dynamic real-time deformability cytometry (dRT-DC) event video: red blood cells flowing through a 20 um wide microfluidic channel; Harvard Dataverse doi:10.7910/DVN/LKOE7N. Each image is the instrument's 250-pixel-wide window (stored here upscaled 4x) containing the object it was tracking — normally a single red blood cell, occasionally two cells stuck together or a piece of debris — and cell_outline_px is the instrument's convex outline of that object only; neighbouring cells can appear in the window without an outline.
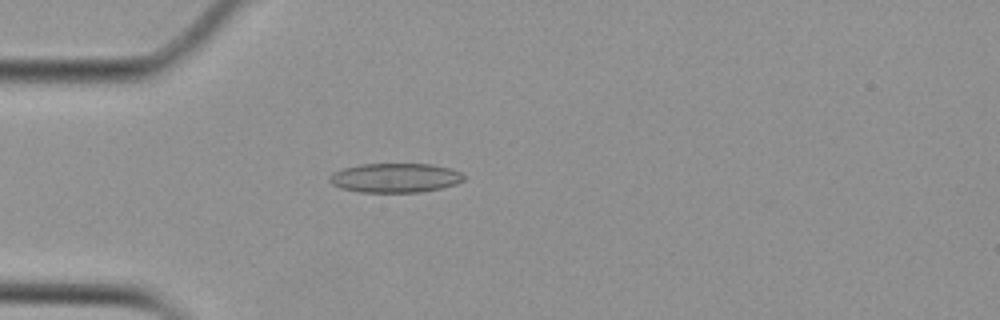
{"species": "Egyptian fruit bat (a non-hibernating species)", "species_latin": "Rousettus aegyptiacus", "temperature_condition": "cold", "stored_images_in_passage": 48, "camera_frame_rate_fps": 3000, "um_per_image_px": 0.085, "animal": {"sex": "female"}, "frame": {"image": 1, "passage_image": 9, "time_ms": 2.667, "image_size_px": [1000, 320], "cell_outline_px": [[464, 180], [456, 184], [440, 188], [420, 192], [360, 192], [340, 188], [332, 184], [328, 180], [328, 176], [332, 172], [344, 168], [360, 164], [432, 164], [448, 168], [460, 172], [464, 176]], "centroid_in_image_um": [33.55, 15.12], "position_along_channel_um": 51.5, "area_um2": 22.95}}
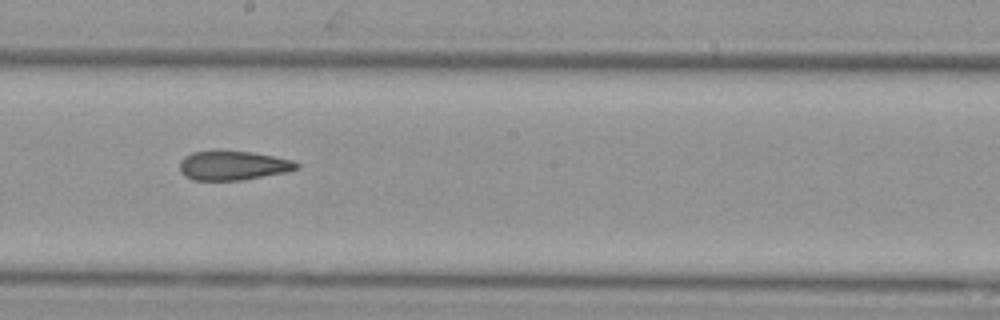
{"frame": {"image": 2, "passage_image": 24, "time_ms": 7.667, "image_size_px": [1000, 320], "cell_outline_px": [[300, 168], [284, 172], [240, 180], [192, 180], [184, 176], [180, 172], [180, 160], [184, 156], [192, 152], [216, 148], [252, 152], [292, 160], [300, 164]], "centroid_in_image_um": [19.73, 14.03], "position_along_channel_um": 228.5, "area_um2": 20.4}}
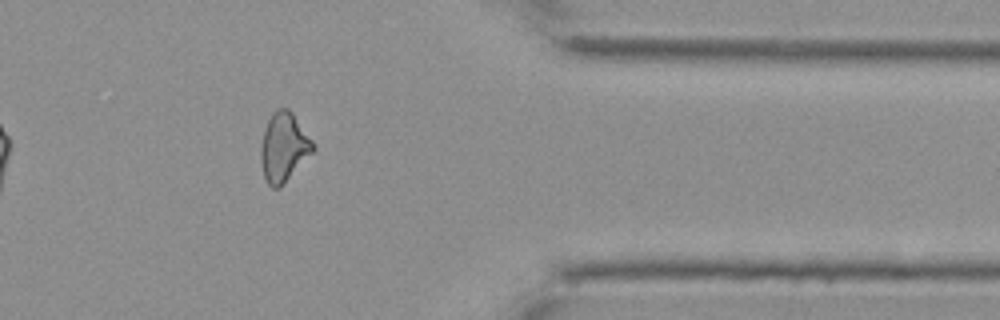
{"frame": {"image": 3, "passage_image": 38, "time_ms": 12.333, "image_size_px": [1000, 320], "cell_outline_px": [[316, 148], [280, 188], [272, 188], [268, 184], [264, 176], [260, 160], [260, 148], [264, 132], [268, 120], [272, 112], [276, 108], [288, 108], [292, 112], [312, 140]], "centroid_in_image_um": [24.11, 12.51], "position_along_channel_um": 387.3, "area_um2": 20.87}, "authors_computed_cell_mechanics": {"area_um2": 21.0392, "velocity_mm_per_s": 3.7588, "shape_relaxation_time_tau1_ms": null, "shape_relaxation_time_tau2_ms": 4.8612, "deformation_change_tau1": null, "deformation_change_tau2": 0.1421}}